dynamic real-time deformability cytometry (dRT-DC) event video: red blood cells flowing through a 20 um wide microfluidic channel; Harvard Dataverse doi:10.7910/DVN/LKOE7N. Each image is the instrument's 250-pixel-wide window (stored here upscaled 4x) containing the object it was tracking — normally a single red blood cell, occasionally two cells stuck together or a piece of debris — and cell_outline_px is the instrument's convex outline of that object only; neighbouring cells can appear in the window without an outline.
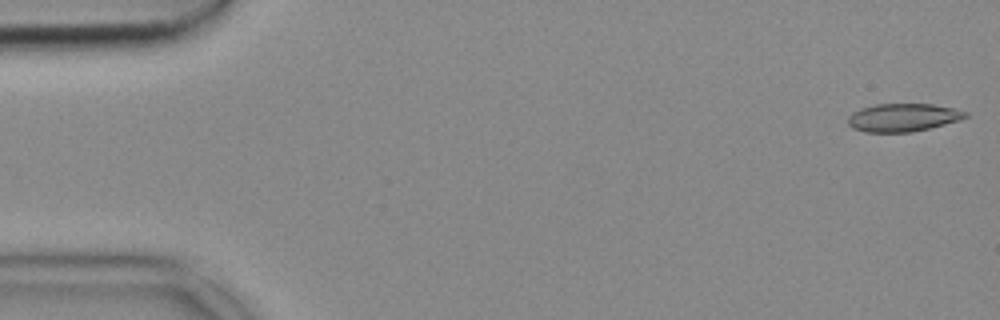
{"species": "common noctule bat (a hibernating species)", "species_latin": "Nyctalus noctula", "temperature_condition": "cold", "stored_images_in_passage": 53, "camera_frame_rate_fps": 3000, "um_per_image_px": 0.085, "animal": {"sex": "female", "body_mass_g": 18.4}, "frame": {"image": 1, "passage_image": 1, "time_ms": 0.0, "image_size_px": [1000, 320], "cell_outline_px": [[968, 116], [960, 120], [912, 132], [864, 132], [852, 128], [848, 124], [848, 116], [852, 112], [860, 108], [876, 104], [932, 104], [952, 108], [968, 112]], "centroid_in_image_um": [76.72, 9.99], "position_along_channel_um": 8.3, "area_um2": 19.19}}
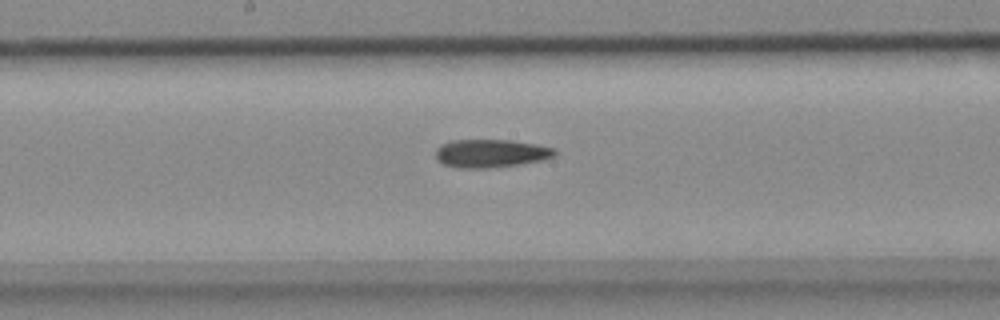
{"frame": {"image": 2, "passage_image": 27, "time_ms": 8.667, "image_size_px": [1000, 320], "cell_outline_px": [[556, 156], [544, 160], [520, 164], [488, 168], [456, 168], [444, 164], [436, 160], [436, 148], [440, 144], [452, 140], [508, 140], [536, 144], [556, 148]], "centroid_in_image_um": [41.72, 13.04], "position_along_channel_um": 206.5, "area_um2": 19.77}}
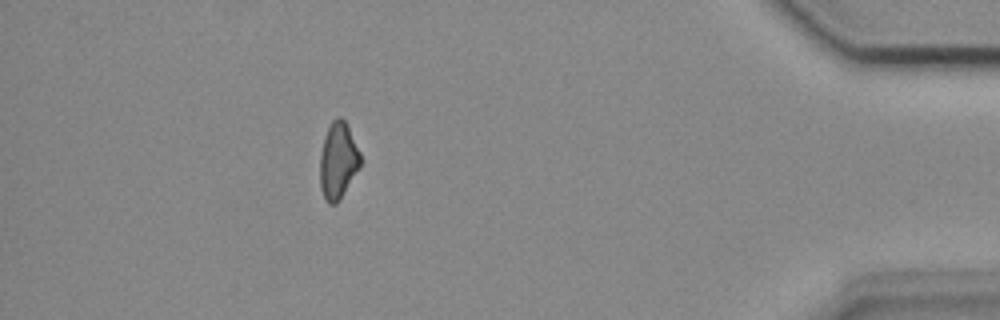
{"frame": {"image": 3, "passage_image": 47, "time_ms": 15.333, "image_size_px": [1000, 320], "cell_outline_px": [[360, 164], [340, 200], [336, 204], [328, 204], [324, 200], [320, 188], [320, 152], [324, 136], [332, 120], [336, 116], [340, 116], [344, 120], [360, 152]], "centroid_in_image_um": [28.7, 13.67], "position_along_channel_um": 406.5, "area_um2": 17.92}}